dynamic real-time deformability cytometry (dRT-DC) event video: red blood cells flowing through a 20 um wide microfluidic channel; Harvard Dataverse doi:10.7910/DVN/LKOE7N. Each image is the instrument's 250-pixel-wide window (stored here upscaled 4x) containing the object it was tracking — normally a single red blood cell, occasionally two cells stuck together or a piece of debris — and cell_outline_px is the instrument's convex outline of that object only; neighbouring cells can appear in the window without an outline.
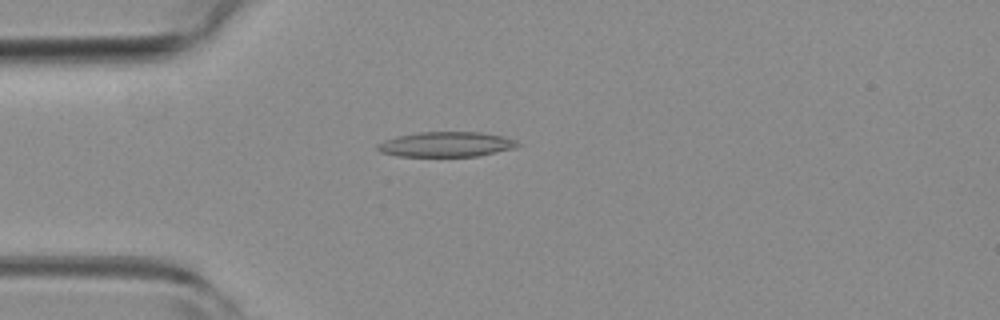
{"species": "common noctule bat (a hibernating species)", "species_latin": "Nyctalus noctula", "temperature_condition": "room temperature", "stored_images_in_passage": 45, "camera_frame_rate_fps": 3000, "um_per_image_px": 0.085, "animal": {"sex": "female", "body_mass_g": 19.3, "forearm_length_mm": 54.1}, "frame": {"image": 1, "passage_image": 7, "time_ms": 2.0, "image_size_px": [1000, 320], "cell_outline_px": [[520, 144], [512, 148], [496, 152], [476, 156], [396, 156], [380, 152], [376, 148], [376, 144], [384, 140], [396, 136], [420, 132], [480, 132], [504, 136], [516, 140]], "centroid_in_image_um": [37.88, 12.26], "position_along_channel_um": 47.1, "area_um2": 20.4}}
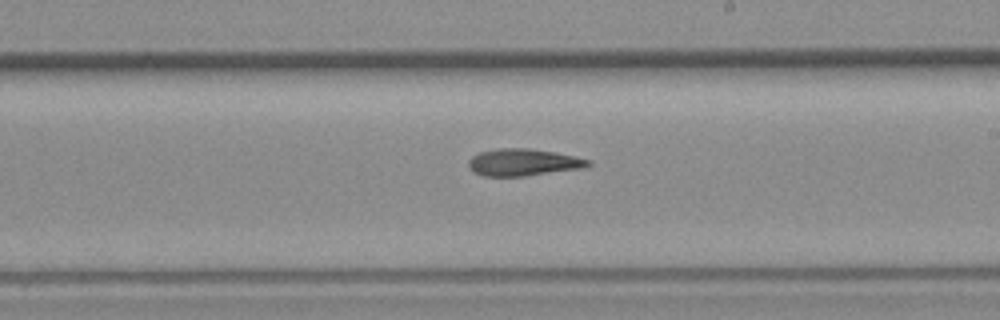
{"frame": {"image": 2, "passage_image": 23, "time_ms": 7.333, "image_size_px": [1000, 320], "cell_outline_px": [[592, 164], [588, 168], [524, 176], [484, 176], [472, 172], [468, 168], [468, 160], [472, 156], [480, 152], [500, 148], [528, 148], [556, 152], [576, 156], [592, 160]], "centroid_in_image_um": [44.53, 13.8], "position_along_channel_um": 244.5, "area_um2": 19.25}}
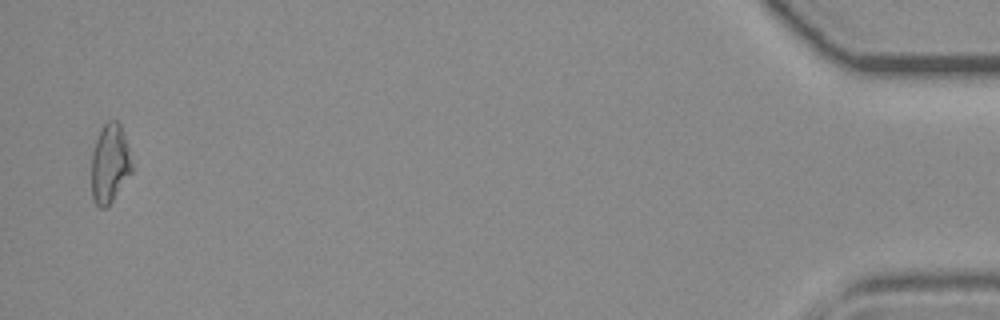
{"frame": {"image": 3, "passage_image": 44, "time_ms": 14.333, "image_size_px": [1000, 320], "cell_outline_px": [[132, 172], [112, 200], [104, 208], [100, 208], [96, 204], [92, 196], [92, 152], [96, 140], [104, 124], [108, 120], [116, 120], [120, 124], [128, 148], [132, 164]], "centroid_in_image_um": [9.33, 13.9], "position_along_channel_um": 425.9, "area_um2": 18.21}}